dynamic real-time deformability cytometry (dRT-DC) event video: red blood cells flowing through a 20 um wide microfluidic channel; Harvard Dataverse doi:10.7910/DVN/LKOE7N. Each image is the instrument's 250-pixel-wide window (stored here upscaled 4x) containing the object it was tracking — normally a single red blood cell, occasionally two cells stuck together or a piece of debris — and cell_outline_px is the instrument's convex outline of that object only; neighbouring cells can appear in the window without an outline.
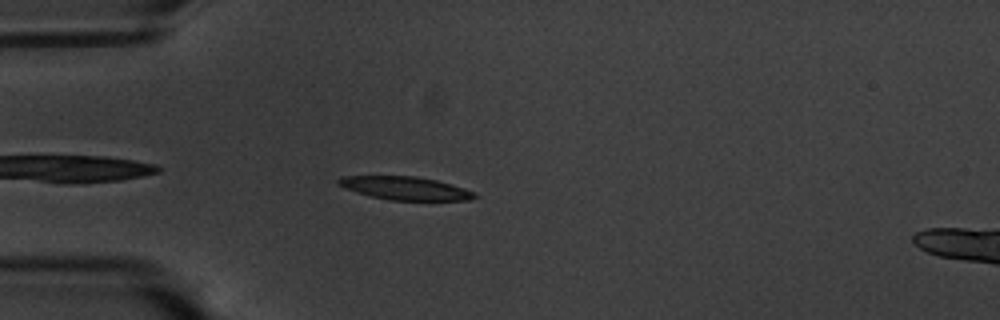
{"species": "common noctule bat (a hibernating species)", "species_latin": "Nyctalus noctula", "temperature_condition": "warm", "stored_images_in_passage": 42, "camera_frame_rate_fps": 3000, "um_per_image_px": 0.085, "animal": {"sex": "male", "body_mass_g": 20.1, "forearm_length_mm": 53.5}, "frame": {"image": 1, "passage_image": 3, "time_ms": 0.667, "image_size_px": [1000, 320], "cell_outline_px": [[476, 196], [468, 200], [388, 200], [356, 192], [344, 188], [336, 184], [336, 180], [340, 176], [416, 176], [436, 180], [452, 184], [476, 192]], "centroid_in_image_um": [34.41, 15.99], "position_along_channel_um": 50.6, "area_um2": 18.44}}
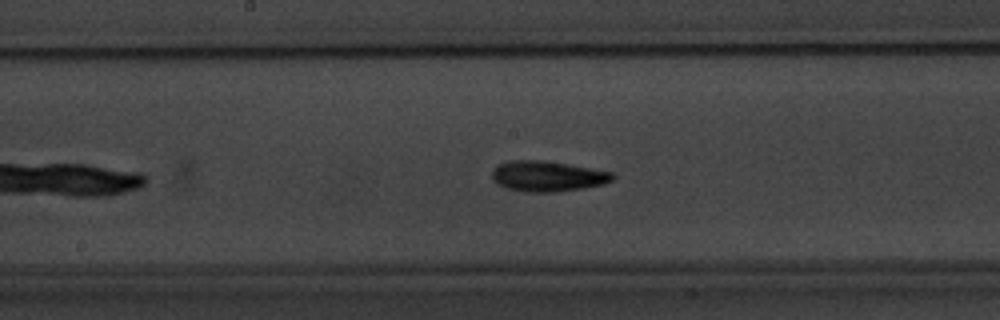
{"frame": {"image": 2, "passage_image": 17, "time_ms": 5.333, "image_size_px": [1000, 320], "cell_outline_px": [[616, 176], [612, 180], [604, 184], [584, 188], [556, 192], [524, 192], [508, 188], [496, 184], [492, 180], [492, 168], [496, 164], [508, 160], [544, 160], [592, 168], [612, 172]], "centroid_in_image_um": [46.5, 14.97], "position_along_channel_um": 201.7, "area_um2": 21.79}}
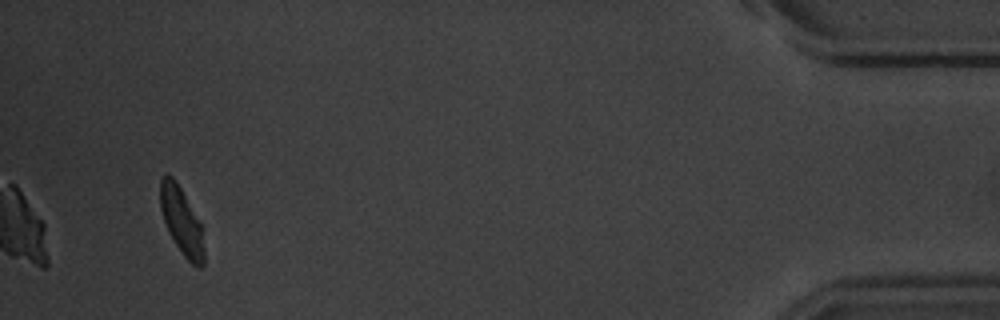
{"frame": {"image": 3, "passage_image": 42, "time_ms": 13.667, "image_size_px": [1000, 320], "cell_outline_px": [[204, 264], [200, 268], [196, 268], [184, 256], [168, 232], [160, 208], [160, 180], [164, 172], [168, 172], [176, 180], [200, 220], [204, 248]], "centroid_in_image_um": [15.43, 18.75], "position_along_channel_um": 419.8, "area_um2": 17.4}}